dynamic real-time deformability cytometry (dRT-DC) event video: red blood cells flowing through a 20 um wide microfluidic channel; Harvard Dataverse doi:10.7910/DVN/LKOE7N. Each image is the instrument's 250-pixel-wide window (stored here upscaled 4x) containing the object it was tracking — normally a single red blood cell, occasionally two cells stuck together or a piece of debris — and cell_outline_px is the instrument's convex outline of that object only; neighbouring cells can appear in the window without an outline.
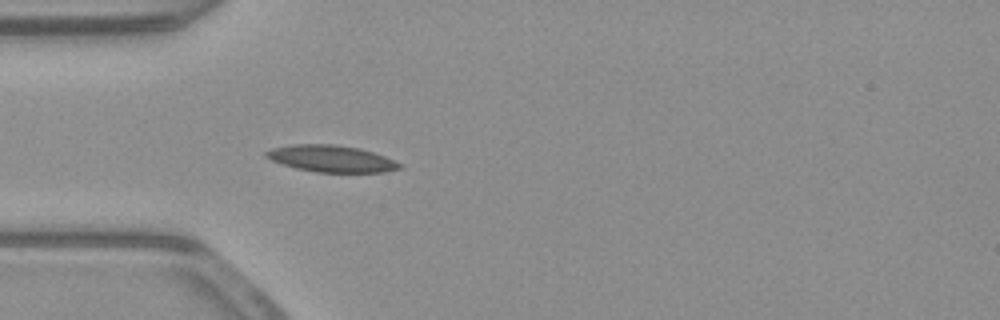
{"species": "common noctule bat (a hibernating species)", "species_latin": "Nyctalus noctula", "temperature_condition": "warm", "stored_images_in_passage": 52, "camera_frame_rate_fps": 3000, "um_per_image_px": 0.085, "animal": {"sex": "male", "body_mass_g": 23.1, "forearm_length_mm": 52.7}, "frame": {"image": 1, "passage_image": 15, "time_ms": 4.667, "image_size_px": [1000, 320], "cell_outline_px": [[404, 168], [384, 172], [316, 172], [296, 168], [272, 160], [264, 156], [264, 152], [272, 148], [292, 144], [336, 144], [360, 148], [384, 156], [404, 164]], "centroid_in_image_um": [28.2, 13.48], "position_along_channel_um": 56.8, "area_um2": 20.87}}
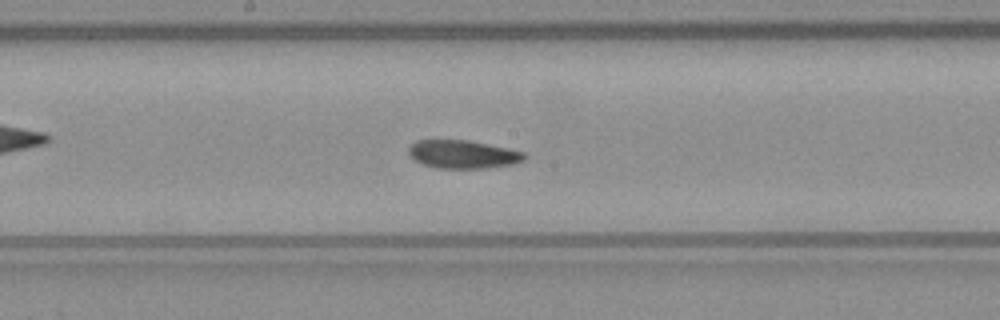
{"frame": {"image": 2, "passage_image": 27, "time_ms": 8.667, "image_size_px": [1000, 320], "cell_outline_px": [[528, 156], [524, 160], [516, 164], [488, 168], [436, 168], [424, 164], [416, 160], [408, 152], [408, 148], [416, 140], [468, 140], [508, 148], [524, 152]], "centroid_in_image_um": [39.4, 13.12], "position_along_channel_um": 208.8, "area_um2": 19.07}}
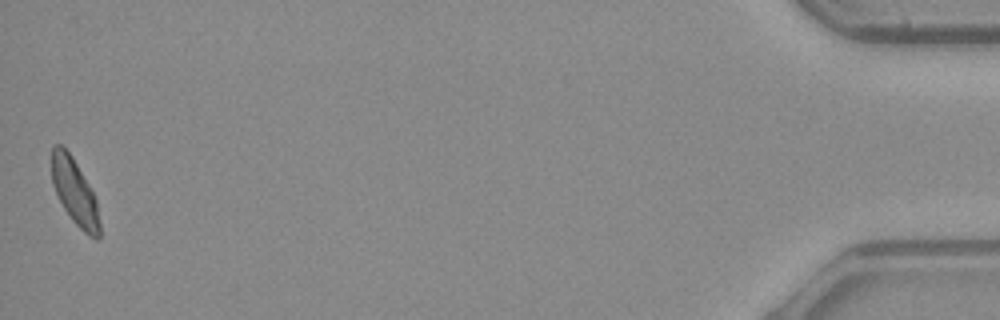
{"frame": {"image": 3, "passage_image": 52, "time_ms": 17.0, "image_size_px": [1000, 320], "cell_outline_px": [[100, 240], [96, 240], [88, 236], [72, 220], [64, 208], [52, 184], [52, 144], [60, 144], [72, 156], [88, 184], [96, 200], [100, 224]], "centroid_in_image_um": [6.36, 16.34], "position_along_channel_um": 428.8, "area_um2": 18.21}, "authors_computed_cell_mechanics": {"area_um2": 19.2763, "velocity_mm_per_s": 3.875, "shape_relaxation_time_tau1_ms": null, "shape_relaxation_time_tau2_ms": 4.873, "deformation_change_tau1": null, "deformation_change_tau2": 0.098}}